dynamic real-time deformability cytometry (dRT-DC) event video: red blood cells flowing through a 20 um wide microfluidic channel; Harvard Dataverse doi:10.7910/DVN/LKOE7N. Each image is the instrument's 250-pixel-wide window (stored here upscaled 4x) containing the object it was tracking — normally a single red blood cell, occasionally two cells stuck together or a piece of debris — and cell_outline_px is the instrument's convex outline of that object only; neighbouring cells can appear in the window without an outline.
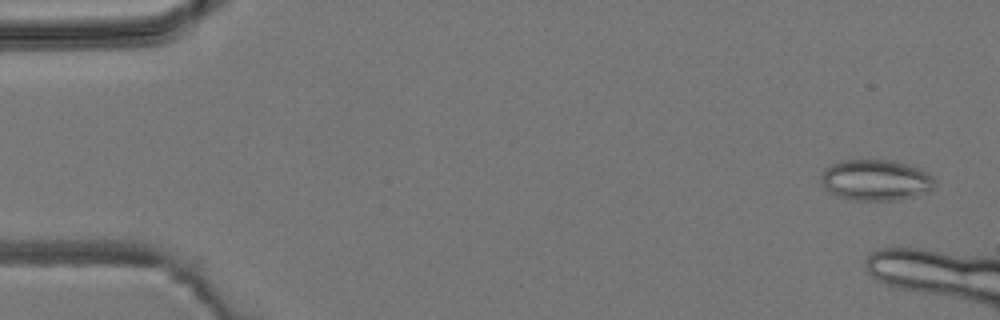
{"species": "common noctule bat (a hibernating species)", "species_latin": "Nyctalus noctula", "temperature_condition": "room temperature", "stored_images_in_passage": 3, "camera_frame_rate_fps": 3000, "um_per_image_px": 0.085, "animal": {"sex": "male", "body_mass_g": 19.2, "forearm_length_mm": 51.8}, "frame": {"image": 1, "passage_image": 1, "time_ms": 0.0, "image_size_px": [1000, 320], "cell_outline_px": [[932, 188], [928, 192], [912, 196], [892, 200], [852, 200], [836, 196], [828, 192], [824, 188], [824, 168], [840, 160], [876, 156], [896, 160], [920, 168], [928, 172], [932, 176]], "centroid_in_image_um": [74.42, 15.24], "position_along_channel_um": 10.6, "area_um2": 27.74}}